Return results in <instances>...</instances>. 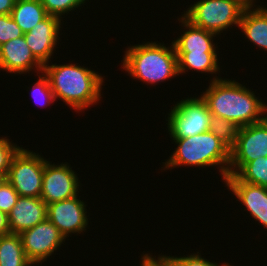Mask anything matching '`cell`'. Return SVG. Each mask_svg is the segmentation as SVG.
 Here are the masks:
<instances>
[{
    "mask_svg": "<svg viewBox=\"0 0 267 266\" xmlns=\"http://www.w3.org/2000/svg\"><path fill=\"white\" fill-rule=\"evenodd\" d=\"M178 63V74H184L188 70H194L197 72L218 74L220 72V66L218 65V53L217 52H176Z\"/></svg>",
    "mask_w": 267,
    "mask_h": 266,
    "instance_id": "obj_18",
    "label": "cell"
},
{
    "mask_svg": "<svg viewBox=\"0 0 267 266\" xmlns=\"http://www.w3.org/2000/svg\"><path fill=\"white\" fill-rule=\"evenodd\" d=\"M239 127L225 118L211 117L209 131L219 138L229 149L236 142Z\"/></svg>",
    "mask_w": 267,
    "mask_h": 266,
    "instance_id": "obj_22",
    "label": "cell"
},
{
    "mask_svg": "<svg viewBox=\"0 0 267 266\" xmlns=\"http://www.w3.org/2000/svg\"><path fill=\"white\" fill-rule=\"evenodd\" d=\"M235 176L243 182L267 187V156L246 163Z\"/></svg>",
    "mask_w": 267,
    "mask_h": 266,
    "instance_id": "obj_21",
    "label": "cell"
},
{
    "mask_svg": "<svg viewBox=\"0 0 267 266\" xmlns=\"http://www.w3.org/2000/svg\"><path fill=\"white\" fill-rule=\"evenodd\" d=\"M32 69L40 74L43 72V65L32 54L24 36L10 40L0 46V70L21 75L30 74L29 72Z\"/></svg>",
    "mask_w": 267,
    "mask_h": 266,
    "instance_id": "obj_14",
    "label": "cell"
},
{
    "mask_svg": "<svg viewBox=\"0 0 267 266\" xmlns=\"http://www.w3.org/2000/svg\"><path fill=\"white\" fill-rule=\"evenodd\" d=\"M10 15L24 34L48 16L41 0H16Z\"/></svg>",
    "mask_w": 267,
    "mask_h": 266,
    "instance_id": "obj_19",
    "label": "cell"
},
{
    "mask_svg": "<svg viewBox=\"0 0 267 266\" xmlns=\"http://www.w3.org/2000/svg\"><path fill=\"white\" fill-rule=\"evenodd\" d=\"M167 115L170 138H187L207 132L212 117L201 96L182 99L171 107Z\"/></svg>",
    "mask_w": 267,
    "mask_h": 266,
    "instance_id": "obj_6",
    "label": "cell"
},
{
    "mask_svg": "<svg viewBox=\"0 0 267 266\" xmlns=\"http://www.w3.org/2000/svg\"><path fill=\"white\" fill-rule=\"evenodd\" d=\"M77 64L47 63L43 66V74L49 79L55 101L61 99L72 110L81 112L102 99L105 76Z\"/></svg>",
    "mask_w": 267,
    "mask_h": 266,
    "instance_id": "obj_2",
    "label": "cell"
},
{
    "mask_svg": "<svg viewBox=\"0 0 267 266\" xmlns=\"http://www.w3.org/2000/svg\"><path fill=\"white\" fill-rule=\"evenodd\" d=\"M23 148L13 156L6 180L19 196L41 198L46 159L39 153Z\"/></svg>",
    "mask_w": 267,
    "mask_h": 266,
    "instance_id": "obj_7",
    "label": "cell"
},
{
    "mask_svg": "<svg viewBox=\"0 0 267 266\" xmlns=\"http://www.w3.org/2000/svg\"><path fill=\"white\" fill-rule=\"evenodd\" d=\"M86 202L81 201L78 195L47 205V218L67 238L86 232L88 226ZM72 233V234H71Z\"/></svg>",
    "mask_w": 267,
    "mask_h": 266,
    "instance_id": "obj_11",
    "label": "cell"
},
{
    "mask_svg": "<svg viewBox=\"0 0 267 266\" xmlns=\"http://www.w3.org/2000/svg\"><path fill=\"white\" fill-rule=\"evenodd\" d=\"M267 156V117L238 129L235 145L230 149L228 175H235L246 163Z\"/></svg>",
    "mask_w": 267,
    "mask_h": 266,
    "instance_id": "obj_8",
    "label": "cell"
},
{
    "mask_svg": "<svg viewBox=\"0 0 267 266\" xmlns=\"http://www.w3.org/2000/svg\"><path fill=\"white\" fill-rule=\"evenodd\" d=\"M20 237L27 259L37 266L40 263L42 266L65 242V237L48 218L20 233Z\"/></svg>",
    "mask_w": 267,
    "mask_h": 266,
    "instance_id": "obj_9",
    "label": "cell"
},
{
    "mask_svg": "<svg viewBox=\"0 0 267 266\" xmlns=\"http://www.w3.org/2000/svg\"><path fill=\"white\" fill-rule=\"evenodd\" d=\"M0 266H34L25 255L20 234L0 236Z\"/></svg>",
    "mask_w": 267,
    "mask_h": 266,
    "instance_id": "obj_20",
    "label": "cell"
},
{
    "mask_svg": "<svg viewBox=\"0 0 267 266\" xmlns=\"http://www.w3.org/2000/svg\"><path fill=\"white\" fill-rule=\"evenodd\" d=\"M6 137H0V174H7L11 160L21 148Z\"/></svg>",
    "mask_w": 267,
    "mask_h": 266,
    "instance_id": "obj_26",
    "label": "cell"
},
{
    "mask_svg": "<svg viewBox=\"0 0 267 266\" xmlns=\"http://www.w3.org/2000/svg\"><path fill=\"white\" fill-rule=\"evenodd\" d=\"M173 263V266H234L230 265V263H216V262H210L208 259H205L201 256V253H192L188 254L187 256H170ZM221 264V265H220Z\"/></svg>",
    "mask_w": 267,
    "mask_h": 266,
    "instance_id": "obj_27",
    "label": "cell"
},
{
    "mask_svg": "<svg viewBox=\"0 0 267 266\" xmlns=\"http://www.w3.org/2000/svg\"><path fill=\"white\" fill-rule=\"evenodd\" d=\"M177 148L162 169H173L180 166L218 167L222 181L228 176L230 149L210 131L187 138H171Z\"/></svg>",
    "mask_w": 267,
    "mask_h": 266,
    "instance_id": "obj_4",
    "label": "cell"
},
{
    "mask_svg": "<svg viewBox=\"0 0 267 266\" xmlns=\"http://www.w3.org/2000/svg\"><path fill=\"white\" fill-rule=\"evenodd\" d=\"M10 233L8 215L0 211V236Z\"/></svg>",
    "mask_w": 267,
    "mask_h": 266,
    "instance_id": "obj_31",
    "label": "cell"
},
{
    "mask_svg": "<svg viewBox=\"0 0 267 266\" xmlns=\"http://www.w3.org/2000/svg\"><path fill=\"white\" fill-rule=\"evenodd\" d=\"M87 0H41L48 15H53L62 19V15H68L70 11H75L76 8L86 5Z\"/></svg>",
    "mask_w": 267,
    "mask_h": 266,
    "instance_id": "obj_23",
    "label": "cell"
},
{
    "mask_svg": "<svg viewBox=\"0 0 267 266\" xmlns=\"http://www.w3.org/2000/svg\"><path fill=\"white\" fill-rule=\"evenodd\" d=\"M244 10L235 0H197L181 15L194 26L221 35L239 27Z\"/></svg>",
    "mask_w": 267,
    "mask_h": 266,
    "instance_id": "obj_5",
    "label": "cell"
},
{
    "mask_svg": "<svg viewBox=\"0 0 267 266\" xmlns=\"http://www.w3.org/2000/svg\"><path fill=\"white\" fill-rule=\"evenodd\" d=\"M140 259L142 260L140 266H173L171 258L166 256V254L158 255L156 259V256L153 257L149 253H143Z\"/></svg>",
    "mask_w": 267,
    "mask_h": 266,
    "instance_id": "obj_29",
    "label": "cell"
},
{
    "mask_svg": "<svg viewBox=\"0 0 267 266\" xmlns=\"http://www.w3.org/2000/svg\"><path fill=\"white\" fill-rule=\"evenodd\" d=\"M178 21H180V25L185 28L182 31L183 34L181 33L177 39L171 41L174 44L176 52H217L218 44L216 43L215 46L213 42L215 36H218L217 34L194 26L183 16H180Z\"/></svg>",
    "mask_w": 267,
    "mask_h": 266,
    "instance_id": "obj_16",
    "label": "cell"
},
{
    "mask_svg": "<svg viewBox=\"0 0 267 266\" xmlns=\"http://www.w3.org/2000/svg\"><path fill=\"white\" fill-rule=\"evenodd\" d=\"M200 96L213 116L232 121L239 128L267 117V104L235 79L216 76Z\"/></svg>",
    "mask_w": 267,
    "mask_h": 266,
    "instance_id": "obj_1",
    "label": "cell"
},
{
    "mask_svg": "<svg viewBox=\"0 0 267 266\" xmlns=\"http://www.w3.org/2000/svg\"><path fill=\"white\" fill-rule=\"evenodd\" d=\"M59 17L48 15L41 22L37 23L29 32L24 34L27 45L34 57L44 66L51 61L59 44L60 28H63ZM62 25V27H61ZM55 49V50H54ZM50 60V61H49Z\"/></svg>",
    "mask_w": 267,
    "mask_h": 266,
    "instance_id": "obj_12",
    "label": "cell"
},
{
    "mask_svg": "<svg viewBox=\"0 0 267 266\" xmlns=\"http://www.w3.org/2000/svg\"><path fill=\"white\" fill-rule=\"evenodd\" d=\"M81 186L77 173L66 162L45 161L41 199L48 205L78 195Z\"/></svg>",
    "mask_w": 267,
    "mask_h": 266,
    "instance_id": "obj_10",
    "label": "cell"
},
{
    "mask_svg": "<svg viewBox=\"0 0 267 266\" xmlns=\"http://www.w3.org/2000/svg\"><path fill=\"white\" fill-rule=\"evenodd\" d=\"M239 29L246 39L257 45L259 49L267 51V7L245 9L243 11Z\"/></svg>",
    "mask_w": 267,
    "mask_h": 266,
    "instance_id": "obj_17",
    "label": "cell"
},
{
    "mask_svg": "<svg viewBox=\"0 0 267 266\" xmlns=\"http://www.w3.org/2000/svg\"><path fill=\"white\" fill-rule=\"evenodd\" d=\"M38 77L39 79L33 84V89H31L32 97L34 96L37 105L39 104L42 107H48V105L52 102H55L53 91L51 89L49 79L43 74V72L41 75H38Z\"/></svg>",
    "mask_w": 267,
    "mask_h": 266,
    "instance_id": "obj_24",
    "label": "cell"
},
{
    "mask_svg": "<svg viewBox=\"0 0 267 266\" xmlns=\"http://www.w3.org/2000/svg\"><path fill=\"white\" fill-rule=\"evenodd\" d=\"M16 0H0V15L11 14Z\"/></svg>",
    "mask_w": 267,
    "mask_h": 266,
    "instance_id": "obj_30",
    "label": "cell"
},
{
    "mask_svg": "<svg viewBox=\"0 0 267 266\" xmlns=\"http://www.w3.org/2000/svg\"><path fill=\"white\" fill-rule=\"evenodd\" d=\"M47 219V204L41 198L19 196L8 214L10 233L20 234Z\"/></svg>",
    "mask_w": 267,
    "mask_h": 266,
    "instance_id": "obj_15",
    "label": "cell"
},
{
    "mask_svg": "<svg viewBox=\"0 0 267 266\" xmlns=\"http://www.w3.org/2000/svg\"><path fill=\"white\" fill-rule=\"evenodd\" d=\"M18 198L19 194L6 180L0 187V211L8 215Z\"/></svg>",
    "mask_w": 267,
    "mask_h": 266,
    "instance_id": "obj_28",
    "label": "cell"
},
{
    "mask_svg": "<svg viewBox=\"0 0 267 266\" xmlns=\"http://www.w3.org/2000/svg\"><path fill=\"white\" fill-rule=\"evenodd\" d=\"M170 45L151 41L129 46L124 51L121 67L130 77L147 85L177 77V55L173 42Z\"/></svg>",
    "mask_w": 267,
    "mask_h": 266,
    "instance_id": "obj_3",
    "label": "cell"
},
{
    "mask_svg": "<svg viewBox=\"0 0 267 266\" xmlns=\"http://www.w3.org/2000/svg\"><path fill=\"white\" fill-rule=\"evenodd\" d=\"M237 1L243 8L245 9H253L254 7L256 8H263L260 5H256L255 2H257L256 0H235ZM255 1V2H254ZM254 5V6H253Z\"/></svg>",
    "mask_w": 267,
    "mask_h": 266,
    "instance_id": "obj_32",
    "label": "cell"
},
{
    "mask_svg": "<svg viewBox=\"0 0 267 266\" xmlns=\"http://www.w3.org/2000/svg\"><path fill=\"white\" fill-rule=\"evenodd\" d=\"M225 186L234 194L255 221L267 229V187L240 181L235 175H228Z\"/></svg>",
    "mask_w": 267,
    "mask_h": 266,
    "instance_id": "obj_13",
    "label": "cell"
},
{
    "mask_svg": "<svg viewBox=\"0 0 267 266\" xmlns=\"http://www.w3.org/2000/svg\"><path fill=\"white\" fill-rule=\"evenodd\" d=\"M21 36H24V33L11 15H0V46Z\"/></svg>",
    "mask_w": 267,
    "mask_h": 266,
    "instance_id": "obj_25",
    "label": "cell"
},
{
    "mask_svg": "<svg viewBox=\"0 0 267 266\" xmlns=\"http://www.w3.org/2000/svg\"><path fill=\"white\" fill-rule=\"evenodd\" d=\"M6 181V174H0V187Z\"/></svg>",
    "mask_w": 267,
    "mask_h": 266,
    "instance_id": "obj_33",
    "label": "cell"
}]
</instances>
